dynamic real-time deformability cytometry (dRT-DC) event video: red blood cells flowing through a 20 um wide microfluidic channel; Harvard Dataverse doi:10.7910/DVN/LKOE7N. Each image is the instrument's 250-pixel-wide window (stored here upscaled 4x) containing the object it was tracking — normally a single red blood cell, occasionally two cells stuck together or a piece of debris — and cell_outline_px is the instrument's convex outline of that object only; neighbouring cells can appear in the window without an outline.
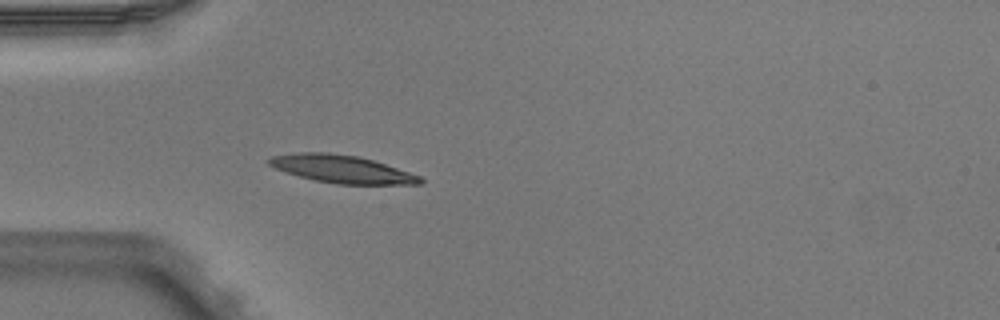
{"species": "Egyptian fruit bat (a non-hibernating species)", "species_latin": "Rousettus aegyptiacus", "temperature_condition": "warm", "stored_images_in_passage": 3, "camera_frame_rate_fps": 3000, "um_per_image_px": 0.085, "animal": {"sex": "male"}, "frame": {"image": 1, "passage_image": 3, "time_ms": 0.667, "image_size_px": [1000, 320], "cell_outline_px": [[424, 184], [336, 184], [312, 180], [284, 172], [268, 164], [268, 160], [272, 156], [296, 152], [328, 152], [356, 156], [372, 160], [420, 176], [424, 180]], "centroid_in_image_um": [29.02, 14.37], "position_along_channel_um": 56.0, "area_um2": 24.33}}